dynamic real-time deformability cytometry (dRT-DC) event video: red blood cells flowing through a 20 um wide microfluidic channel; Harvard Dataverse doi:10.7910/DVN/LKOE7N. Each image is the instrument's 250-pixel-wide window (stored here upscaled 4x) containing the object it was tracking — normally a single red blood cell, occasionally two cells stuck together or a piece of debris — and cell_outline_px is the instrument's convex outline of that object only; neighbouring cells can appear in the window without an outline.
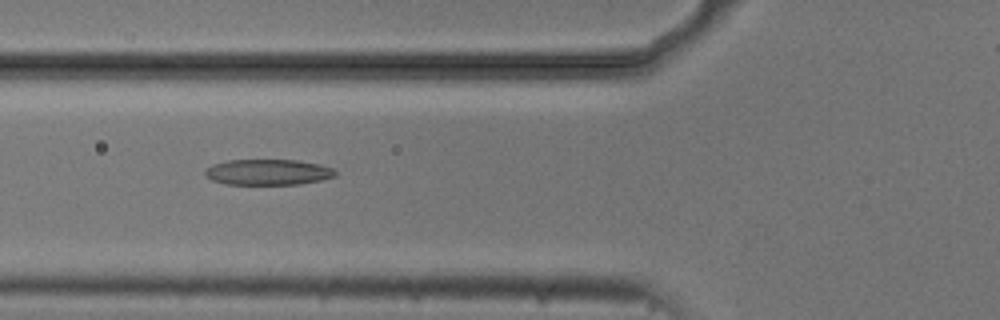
{"species": "common noctule bat (a hibernating species)", "species_latin": "Nyctalus noctula", "temperature_condition": "cold", "stored_images_in_passage": 36, "camera_frame_rate_fps": 3000, "um_per_image_px": 0.085, "animal": {"sex": "male", "body_mass_g": 20.5, "forearm_length_mm": 52.5}, "frame": {"image": 1, "passage_image": 9, "time_ms": 2.667, "image_size_px": [1000, 320], "cell_outline_px": [[336, 176], [320, 180], [300, 184], [228, 184], [212, 180], [204, 176], [204, 172], [212, 164], [228, 160], [296, 160], [320, 164], [332, 168], [336, 172]], "centroid_in_image_um": [22.77, 14.63], "position_along_channel_um": 103.0, "area_um2": 19.48}}
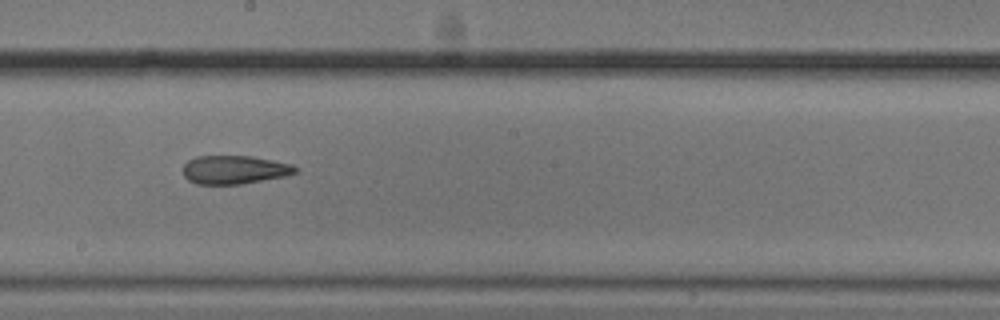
{"frame": {"image": 2, "passage_image": 19, "time_ms": 6.0, "image_size_px": [1000, 320], "cell_outline_px": [[300, 172], [288, 176], [240, 184], [196, 184], [188, 180], [184, 176], [184, 164], [188, 160], [196, 156], [252, 156], [292, 164], [300, 168]], "centroid_in_image_um": [19.99, 14.43], "position_along_channel_um": 228.2, "area_um2": 18.9}}
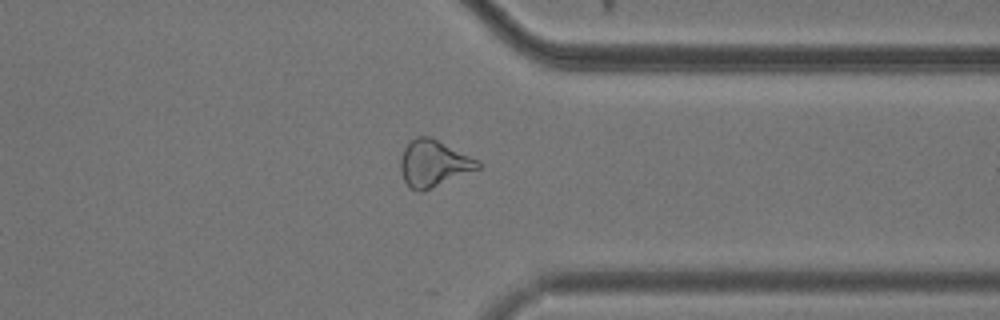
{"frame": {"image": 3, "passage_image": 31, "time_ms": 10.0, "image_size_px": [1000, 320], "cell_outline_px": [[480, 168], [420, 192], [408, 188], [400, 172], [400, 156], [404, 148], [416, 136], [432, 136], [480, 160]], "centroid_in_image_um": [36.84, 13.87], "position_along_channel_um": 374.6, "area_um2": 21.15}, "authors_computed_cell_mechanics": {"area_um2": 19.6231, "velocity_mm_per_s": 3.7292, "shape_relaxation_time_tau1_ms": null, "shape_relaxation_time_tau2_ms": 2.4791, "deformation_change_tau1": null, "deformation_change_tau2": 0.1163}}